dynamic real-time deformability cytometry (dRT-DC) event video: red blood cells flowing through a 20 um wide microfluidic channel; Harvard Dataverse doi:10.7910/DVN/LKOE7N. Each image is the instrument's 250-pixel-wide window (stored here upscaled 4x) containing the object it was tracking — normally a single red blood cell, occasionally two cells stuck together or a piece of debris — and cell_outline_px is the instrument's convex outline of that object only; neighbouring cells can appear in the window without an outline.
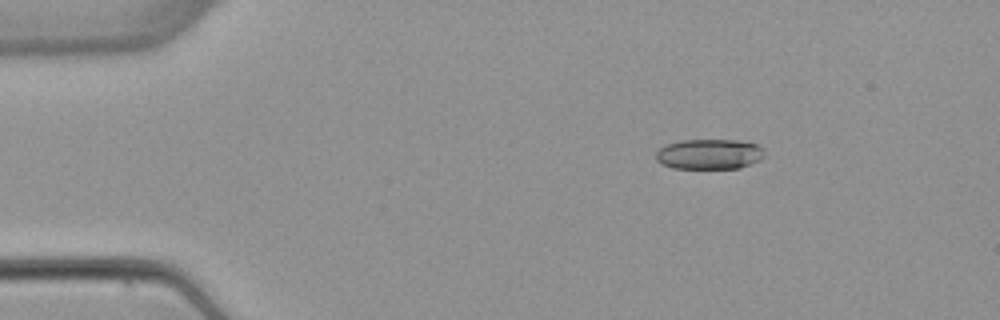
{"species": "common noctule bat (a hibernating species)", "species_latin": "Nyctalus noctula", "temperature_condition": "warm", "stored_images_in_passage": 3, "camera_frame_rate_fps": 3000, "um_per_image_px": 0.085, "animal": {"sex": "female", "body_mass_g": 22.7, "forearm_length_mm": 54.2}, "frame": {"image": 1, "passage_image": 1, "time_ms": 0.0, "image_size_px": [1000, 320], "cell_outline_px": [[764, 156], [760, 160], [740, 168], [672, 168], [656, 160], [656, 152], [660, 148], [668, 144], [680, 140], [736, 140], [756, 144], [764, 148]], "centroid_in_image_um": [60.31, 13.1], "position_along_channel_um": 24.7, "area_um2": 19.07}}